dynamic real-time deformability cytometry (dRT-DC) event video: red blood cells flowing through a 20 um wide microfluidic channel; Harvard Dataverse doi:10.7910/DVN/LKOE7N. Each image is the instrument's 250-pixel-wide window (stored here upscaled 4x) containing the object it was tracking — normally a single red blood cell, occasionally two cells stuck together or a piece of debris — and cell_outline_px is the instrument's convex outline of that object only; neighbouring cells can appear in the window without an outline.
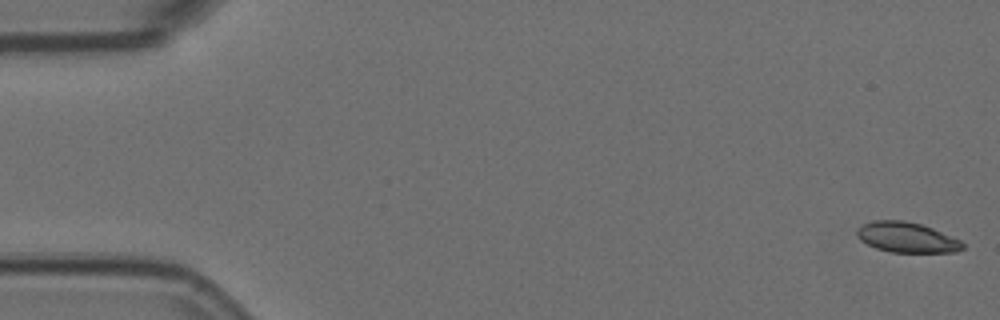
{"species": "Egyptian fruit bat (a non-hibernating species)", "species_latin": "Rousettus aegyptiacus", "temperature_condition": "room temperature", "stored_images_in_passage": 5, "camera_frame_rate_fps": 3000, "um_per_image_px": 0.085, "animal": {"sex": "female"}, "frame": {"image": 1, "passage_image": 1, "time_ms": 0.0, "image_size_px": [1000, 320], "cell_outline_px": [[964, 248], [956, 252], [892, 252], [876, 248], [860, 240], [856, 236], [856, 232], [864, 224], [872, 220], [904, 220], [920, 224], [932, 228], [960, 240], [964, 244]], "centroid_in_image_um": [77.07, 20.18], "position_along_channel_um": 7.9, "area_um2": 18.5}}